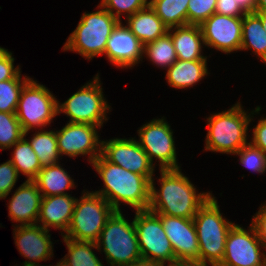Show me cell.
Returning a JSON list of instances; mask_svg holds the SVG:
<instances>
[{
    "mask_svg": "<svg viewBox=\"0 0 266 266\" xmlns=\"http://www.w3.org/2000/svg\"><path fill=\"white\" fill-rule=\"evenodd\" d=\"M181 169L160 170V189L151 180L150 204L148 210L155 214L193 219L198 209L212 195L210 192L198 193L195 186L183 175Z\"/></svg>",
    "mask_w": 266,
    "mask_h": 266,
    "instance_id": "obj_1",
    "label": "cell"
},
{
    "mask_svg": "<svg viewBox=\"0 0 266 266\" xmlns=\"http://www.w3.org/2000/svg\"><path fill=\"white\" fill-rule=\"evenodd\" d=\"M91 164L105 186L95 193L102 195L115 211H120L119 202L130 205L136 211L148 210L151 181L147 177L110 163L102 155Z\"/></svg>",
    "mask_w": 266,
    "mask_h": 266,
    "instance_id": "obj_2",
    "label": "cell"
},
{
    "mask_svg": "<svg viewBox=\"0 0 266 266\" xmlns=\"http://www.w3.org/2000/svg\"><path fill=\"white\" fill-rule=\"evenodd\" d=\"M199 244V266H218L224 257L225 242L234 223L223 218L212 195L193 218Z\"/></svg>",
    "mask_w": 266,
    "mask_h": 266,
    "instance_id": "obj_3",
    "label": "cell"
},
{
    "mask_svg": "<svg viewBox=\"0 0 266 266\" xmlns=\"http://www.w3.org/2000/svg\"><path fill=\"white\" fill-rule=\"evenodd\" d=\"M250 116L239 102L227 111L209 116L205 149L226 154L237 153L248 143L247 131L252 119Z\"/></svg>",
    "mask_w": 266,
    "mask_h": 266,
    "instance_id": "obj_4",
    "label": "cell"
},
{
    "mask_svg": "<svg viewBox=\"0 0 266 266\" xmlns=\"http://www.w3.org/2000/svg\"><path fill=\"white\" fill-rule=\"evenodd\" d=\"M98 7L96 12L83 13L63 51H74L89 60L104 54L107 40L120 21L101 5Z\"/></svg>",
    "mask_w": 266,
    "mask_h": 266,
    "instance_id": "obj_5",
    "label": "cell"
},
{
    "mask_svg": "<svg viewBox=\"0 0 266 266\" xmlns=\"http://www.w3.org/2000/svg\"><path fill=\"white\" fill-rule=\"evenodd\" d=\"M125 219L121 210L114 211L107 219L98 239V251L102 249L110 266H125L142 257L134 219Z\"/></svg>",
    "mask_w": 266,
    "mask_h": 266,
    "instance_id": "obj_6",
    "label": "cell"
},
{
    "mask_svg": "<svg viewBox=\"0 0 266 266\" xmlns=\"http://www.w3.org/2000/svg\"><path fill=\"white\" fill-rule=\"evenodd\" d=\"M114 211L102 195L84 191L81 198L76 200L71 222L63 238L97 242L107 219Z\"/></svg>",
    "mask_w": 266,
    "mask_h": 266,
    "instance_id": "obj_7",
    "label": "cell"
},
{
    "mask_svg": "<svg viewBox=\"0 0 266 266\" xmlns=\"http://www.w3.org/2000/svg\"><path fill=\"white\" fill-rule=\"evenodd\" d=\"M99 75L86 83L64 103L58 101V114L65 113L70 123L90 124L101 127L108 120L110 105L103 96ZM61 104V105H60Z\"/></svg>",
    "mask_w": 266,
    "mask_h": 266,
    "instance_id": "obj_8",
    "label": "cell"
},
{
    "mask_svg": "<svg viewBox=\"0 0 266 266\" xmlns=\"http://www.w3.org/2000/svg\"><path fill=\"white\" fill-rule=\"evenodd\" d=\"M56 99L48 88L31 78L21 91L16 110V117L23 131L28 133L32 128L42 129L50 124L58 115Z\"/></svg>",
    "mask_w": 266,
    "mask_h": 266,
    "instance_id": "obj_9",
    "label": "cell"
},
{
    "mask_svg": "<svg viewBox=\"0 0 266 266\" xmlns=\"http://www.w3.org/2000/svg\"><path fill=\"white\" fill-rule=\"evenodd\" d=\"M134 225L142 258L158 263L176 261L171 242L157 214L149 210L136 211Z\"/></svg>",
    "mask_w": 266,
    "mask_h": 266,
    "instance_id": "obj_10",
    "label": "cell"
},
{
    "mask_svg": "<svg viewBox=\"0 0 266 266\" xmlns=\"http://www.w3.org/2000/svg\"><path fill=\"white\" fill-rule=\"evenodd\" d=\"M252 224L249 231L234 224L229 230L222 262L218 266H266V252Z\"/></svg>",
    "mask_w": 266,
    "mask_h": 266,
    "instance_id": "obj_11",
    "label": "cell"
},
{
    "mask_svg": "<svg viewBox=\"0 0 266 266\" xmlns=\"http://www.w3.org/2000/svg\"><path fill=\"white\" fill-rule=\"evenodd\" d=\"M165 118L153 119L138 130L139 145L148 155L151 163L156 158L160 170L179 169L173 131Z\"/></svg>",
    "mask_w": 266,
    "mask_h": 266,
    "instance_id": "obj_12",
    "label": "cell"
},
{
    "mask_svg": "<svg viewBox=\"0 0 266 266\" xmlns=\"http://www.w3.org/2000/svg\"><path fill=\"white\" fill-rule=\"evenodd\" d=\"M101 155L125 170L144 175L150 181L153 179L155 165L134 138L102 140Z\"/></svg>",
    "mask_w": 266,
    "mask_h": 266,
    "instance_id": "obj_13",
    "label": "cell"
},
{
    "mask_svg": "<svg viewBox=\"0 0 266 266\" xmlns=\"http://www.w3.org/2000/svg\"><path fill=\"white\" fill-rule=\"evenodd\" d=\"M99 126L67 123L61 130L56 131V139L60 155L69 157L89 155V163H92L101 155L102 141L99 140Z\"/></svg>",
    "mask_w": 266,
    "mask_h": 266,
    "instance_id": "obj_14",
    "label": "cell"
},
{
    "mask_svg": "<svg viewBox=\"0 0 266 266\" xmlns=\"http://www.w3.org/2000/svg\"><path fill=\"white\" fill-rule=\"evenodd\" d=\"M171 242L176 261L199 266V244L193 219L157 214Z\"/></svg>",
    "mask_w": 266,
    "mask_h": 266,
    "instance_id": "obj_15",
    "label": "cell"
},
{
    "mask_svg": "<svg viewBox=\"0 0 266 266\" xmlns=\"http://www.w3.org/2000/svg\"><path fill=\"white\" fill-rule=\"evenodd\" d=\"M204 43L228 55L239 51L242 42V17L214 13L201 25Z\"/></svg>",
    "mask_w": 266,
    "mask_h": 266,
    "instance_id": "obj_16",
    "label": "cell"
},
{
    "mask_svg": "<svg viewBox=\"0 0 266 266\" xmlns=\"http://www.w3.org/2000/svg\"><path fill=\"white\" fill-rule=\"evenodd\" d=\"M14 239L21 256L29 259L23 266H39L40 261H46L53 255V246L49 230L40 225H16ZM32 260V261H31ZM35 261V262H34ZM38 263H37V262Z\"/></svg>",
    "mask_w": 266,
    "mask_h": 266,
    "instance_id": "obj_17",
    "label": "cell"
},
{
    "mask_svg": "<svg viewBox=\"0 0 266 266\" xmlns=\"http://www.w3.org/2000/svg\"><path fill=\"white\" fill-rule=\"evenodd\" d=\"M143 51L142 42L120 21L107 40L104 55L116 67L131 68L140 62Z\"/></svg>",
    "mask_w": 266,
    "mask_h": 266,
    "instance_id": "obj_18",
    "label": "cell"
},
{
    "mask_svg": "<svg viewBox=\"0 0 266 266\" xmlns=\"http://www.w3.org/2000/svg\"><path fill=\"white\" fill-rule=\"evenodd\" d=\"M42 193L33 180H26L9 199L10 219L21 226L35 225L40 214Z\"/></svg>",
    "mask_w": 266,
    "mask_h": 266,
    "instance_id": "obj_19",
    "label": "cell"
},
{
    "mask_svg": "<svg viewBox=\"0 0 266 266\" xmlns=\"http://www.w3.org/2000/svg\"><path fill=\"white\" fill-rule=\"evenodd\" d=\"M76 198L70 194L42 197L40 214L37 220L46 230L55 228L66 233L74 212ZM42 224H41V223Z\"/></svg>",
    "mask_w": 266,
    "mask_h": 266,
    "instance_id": "obj_20",
    "label": "cell"
},
{
    "mask_svg": "<svg viewBox=\"0 0 266 266\" xmlns=\"http://www.w3.org/2000/svg\"><path fill=\"white\" fill-rule=\"evenodd\" d=\"M168 33L171 35L178 60H207V57L201 54L202 45L205 46V43L200 25L173 27L168 29Z\"/></svg>",
    "mask_w": 266,
    "mask_h": 266,
    "instance_id": "obj_21",
    "label": "cell"
},
{
    "mask_svg": "<svg viewBox=\"0 0 266 266\" xmlns=\"http://www.w3.org/2000/svg\"><path fill=\"white\" fill-rule=\"evenodd\" d=\"M126 19L127 27L143 45L154 42L159 37L165 35L169 29L156 15L150 5L126 17Z\"/></svg>",
    "mask_w": 266,
    "mask_h": 266,
    "instance_id": "obj_22",
    "label": "cell"
},
{
    "mask_svg": "<svg viewBox=\"0 0 266 266\" xmlns=\"http://www.w3.org/2000/svg\"><path fill=\"white\" fill-rule=\"evenodd\" d=\"M207 60H176L168 69L166 79L170 86L184 89L194 86L208 74Z\"/></svg>",
    "mask_w": 266,
    "mask_h": 266,
    "instance_id": "obj_23",
    "label": "cell"
},
{
    "mask_svg": "<svg viewBox=\"0 0 266 266\" xmlns=\"http://www.w3.org/2000/svg\"><path fill=\"white\" fill-rule=\"evenodd\" d=\"M33 181L45 197L68 194L65 191L74 188L75 185L74 179L59 163L43 166Z\"/></svg>",
    "mask_w": 266,
    "mask_h": 266,
    "instance_id": "obj_24",
    "label": "cell"
},
{
    "mask_svg": "<svg viewBox=\"0 0 266 266\" xmlns=\"http://www.w3.org/2000/svg\"><path fill=\"white\" fill-rule=\"evenodd\" d=\"M253 50L260 60L266 59V33L261 18L255 13H246L242 17L241 50Z\"/></svg>",
    "mask_w": 266,
    "mask_h": 266,
    "instance_id": "obj_25",
    "label": "cell"
},
{
    "mask_svg": "<svg viewBox=\"0 0 266 266\" xmlns=\"http://www.w3.org/2000/svg\"><path fill=\"white\" fill-rule=\"evenodd\" d=\"M190 0H150L149 5L168 28L188 25Z\"/></svg>",
    "mask_w": 266,
    "mask_h": 266,
    "instance_id": "obj_26",
    "label": "cell"
},
{
    "mask_svg": "<svg viewBox=\"0 0 266 266\" xmlns=\"http://www.w3.org/2000/svg\"><path fill=\"white\" fill-rule=\"evenodd\" d=\"M26 135L27 133L24 132V136L12 146L14 151L10 161L18 174L22 172L23 175H26L27 180H34L42 166L28 140L25 139Z\"/></svg>",
    "mask_w": 266,
    "mask_h": 266,
    "instance_id": "obj_27",
    "label": "cell"
},
{
    "mask_svg": "<svg viewBox=\"0 0 266 266\" xmlns=\"http://www.w3.org/2000/svg\"><path fill=\"white\" fill-rule=\"evenodd\" d=\"M28 142L37 155L41 166L56 164L59 161L60 153L56 139V131H38Z\"/></svg>",
    "mask_w": 266,
    "mask_h": 266,
    "instance_id": "obj_28",
    "label": "cell"
},
{
    "mask_svg": "<svg viewBox=\"0 0 266 266\" xmlns=\"http://www.w3.org/2000/svg\"><path fill=\"white\" fill-rule=\"evenodd\" d=\"M68 248V254L64 256L70 266H103L94 251L98 246L96 242L75 241L63 238Z\"/></svg>",
    "mask_w": 266,
    "mask_h": 266,
    "instance_id": "obj_29",
    "label": "cell"
},
{
    "mask_svg": "<svg viewBox=\"0 0 266 266\" xmlns=\"http://www.w3.org/2000/svg\"><path fill=\"white\" fill-rule=\"evenodd\" d=\"M143 54L147 55L153 64L161 68H169L176 60L177 54L171 35L167 32L154 42L144 45Z\"/></svg>",
    "mask_w": 266,
    "mask_h": 266,
    "instance_id": "obj_30",
    "label": "cell"
},
{
    "mask_svg": "<svg viewBox=\"0 0 266 266\" xmlns=\"http://www.w3.org/2000/svg\"><path fill=\"white\" fill-rule=\"evenodd\" d=\"M21 77L19 73L14 79L0 81V112L16 113L21 91L31 79L27 76L23 79Z\"/></svg>",
    "mask_w": 266,
    "mask_h": 266,
    "instance_id": "obj_31",
    "label": "cell"
},
{
    "mask_svg": "<svg viewBox=\"0 0 266 266\" xmlns=\"http://www.w3.org/2000/svg\"><path fill=\"white\" fill-rule=\"evenodd\" d=\"M24 136L16 113L0 112V149H10Z\"/></svg>",
    "mask_w": 266,
    "mask_h": 266,
    "instance_id": "obj_32",
    "label": "cell"
},
{
    "mask_svg": "<svg viewBox=\"0 0 266 266\" xmlns=\"http://www.w3.org/2000/svg\"><path fill=\"white\" fill-rule=\"evenodd\" d=\"M235 154L240 156V163L244 167L257 173H265L266 154L251 142L247 143Z\"/></svg>",
    "mask_w": 266,
    "mask_h": 266,
    "instance_id": "obj_33",
    "label": "cell"
},
{
    "mask_svg": "<svg viewBox=\"0 0 266 266\" xmlns=\"http://www.w3.org/2000/svg\"><path fill=\"white\" fill-rule=\"evenodd\" d=\"M100 5L110 12L115 18L121 21L122 13L126 17L133 15L149 5L148 0H102ZM115 11V12H114Z\"/></svg>",
    "mask_w": 266,
    "mask_h": 266,
    "instance_id": "obj_34",
    "label": "cell"
},
{
    "mask_svg": "<svg viewBox=\"0 0 266 266\" xmlns=\"http://www.w3.org/2000/svg\"><path fill=\"white\" fill-rule=\"evenodd\" d=\"M217 0H190L187 8L188 24L201 25L215 13Z\"/></svg>",
    "mask_w": 266,
    "mask_h": 266,
    "instance_id": "obj_35",
    "label": "cell"
},
{
    "mask_svg": "<svg viewBox=\"0 0 266 266\" xmlns=\"http://www.w3.org/2000/svg\"><path fill=\"white\" fill-rule=\"evenodd\" d=\"M19 174L10 160L0 164V199L6 198L13 189Z\"/></svg>",
    "mask_w": 266,
    "mask_h": 266,
    "instance_id": "obj_36",
    "label": "cell"
},
{
    "mask_svg": "<svg viewBox=\"0 0 266 266\" xmlns=\"http://www.w3.org/2000/svg\"><path fill=\"white\" fill-rule=\"evenodd\" d=\"M12 53L0 47V81L14 79L21 73L19 66L14 67Z\"/></svg>",
    "mask_w": 266,
    "mask_h": 266,
    "instance_id": "obj_37",
    "label": "cell"
},
{
    "mask_svg": "<svg viewBox=\"0 0 266 266\" xmlns=\"http://www.w3.org/2000/svg\"><path fill=\"white\" fill-rule=\"evenodd\" d=\"M215 13L231 17H243L246 14L234 0H217Z\"/></svg>",
    "mask_w": 266,
    "mask_h": 266,
    "instance_id": "obj_38",
    "label": "cell"
},
{
    "mask_svg": "<svg viewBox=\"0 0 266 266\" xmlns=\"http://www.w3.org/2000/svg\"><path fill=\"white\" fill-rule=\"evenodd\" d=\"M251 224L254 226L258 239L266 250V204L260 207V210L253 216Z\"/></svg>",
    "mask_w": 266,
    "mask_h": 266,
    "instance_id": "obj_39",
    "label": "cell"
},
{
    "mask_svg": "<svg viewBox=\"0 0 266 266\" xmlns=\"http://www.w3.org/2000/svg\"><path fill=\"white\" fill-rule=\"evenodd\" d=\"M252 133L251 143L266 154V117L259 120Z\"/></svg>",
    "mask_w": 266,
    "mask_h": 266,
    "instance_id": "obj_40",
    "label": "cell"
},
{
    "mask_svg": "<svg viewBox=\"0 0 266 266\" xmlns=\"http://www.w3.org/2000/svg\"><path fill=\"white\" fill-rule=\"evenodd\" d=\"M245 13L255 12L257 0H234Z\"/></svg>",
    "mask_w": 266,
    "mask_h": 266,
    "instance_id": "obj_41",
    "label": "cell"
},
{
    "mask_svg": "<svg viewBox=\"0 0 266 266\" xmlns=\"http://www.w3.org/2000/svg\"><path fill=\"white\" fill-rule=\"evenodd\" d=\"M125 266H160V263L141 257Z\"/></svg>",
    "mask_w": 266,
    "mask_h": 266,
    "instance_id": "obj_42",
    "label": "cell"
},
{
    "mask_svg": "<svg viewBox=\"0 0 266 266\" xmlns=\"http://www.w3.org/2000/svg\"><path fill=\"white\" fill-rule=\"evenodd\" d=\"M255 12H266V0H257Z\"/></svg>",
    "mask_w": 266,
    "mask_h": 266,
    "instance_id": "obj_43",
    "label": "cell"
},
{
    "mask_svg": "<svg viewBox=\"0 0 266 266\" xmlns=\"http://www.w3.org/2000/svg\"><path fill=\"white\" fill-rule=\"evenodd\" d=\"M164 265L165 263H160V266H164ZM168 266H196V265L190 262L175 261V262L169 263Z\"/></svg>",
    "mask_w": 266,
    "mask_h": 266,
    "instance_id": "obj_44",
    "label": "cell"
},
{
    "mask_svg": "<svg viewBox=\"0 0 266 266\" xmlns=\"http://www.w3.org/2000/svg\"><path fill=\"white\" fill-rule=\"evenodd\" d=\"M255 13L261 18V23L266 33V12H255Z\"/></svg>",
    "mask_w": 266,
    "mask_h": 266,
    "instance_id": "obj_45",
    "label": "cell"
},
{
    "mask_svg": "<svg viewBox=\"0 0 266 266\" xmlns=\"http://www.w3.org/2000/svg\"><path fill=\"white\" fill-rule=\"evenodd\" d=\"M51 266V265H49ZM54 266H70L69 263L65 260V258L63 257L59 262H57L56 265Z\"/></svg>",
    "mask_w": 266,
    "mask_h": 266,
    "instance_id": "obj_46",
    "label": "cell"
}]
</instances>
